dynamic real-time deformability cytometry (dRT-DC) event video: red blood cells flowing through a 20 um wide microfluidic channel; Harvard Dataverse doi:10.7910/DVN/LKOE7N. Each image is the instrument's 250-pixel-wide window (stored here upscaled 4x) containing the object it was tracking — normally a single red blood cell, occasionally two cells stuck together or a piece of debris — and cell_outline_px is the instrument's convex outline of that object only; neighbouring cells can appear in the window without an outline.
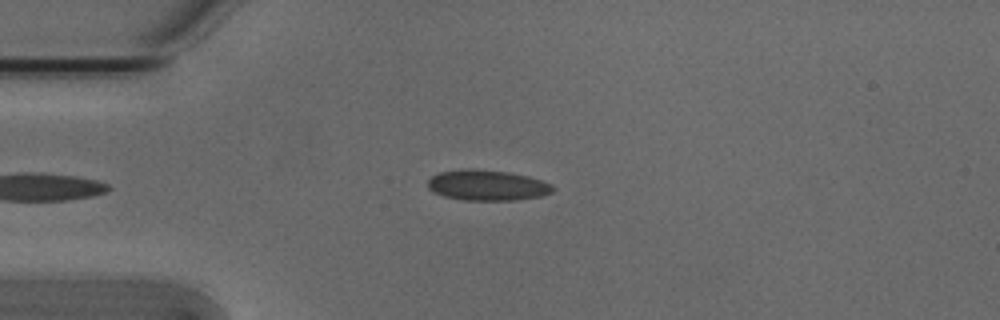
{"species": "Egyptian fruit bat (a non-hibernating species)", "species_latin": "Rousettus aegyptiacus", "temperature_condition": "cold", "stored_images_in_passage": 36, "camera_frame_rate_fps": 3000, "um_per_image_px": 0.085, "animal": {"sex": "male"}, "frame": {"image": 1, "passage_image": 4, "time_ms": 1.0, "image_size_px": [1000, 320], "cell_outline_px": [[556, 188], [552, 192], [540, 196], [516, 200], [460, 200], [444, 196], [432, 192], [428, 188], [428, 180], [432, 176], [440, 172], [460, 168], [472, 168], [508, 172], [528, 176], [552, 184]], "centroid_in_image_um": [41.39, 15.74], "position_along_channel_um": 43.6, "area_um2": 22.48}}
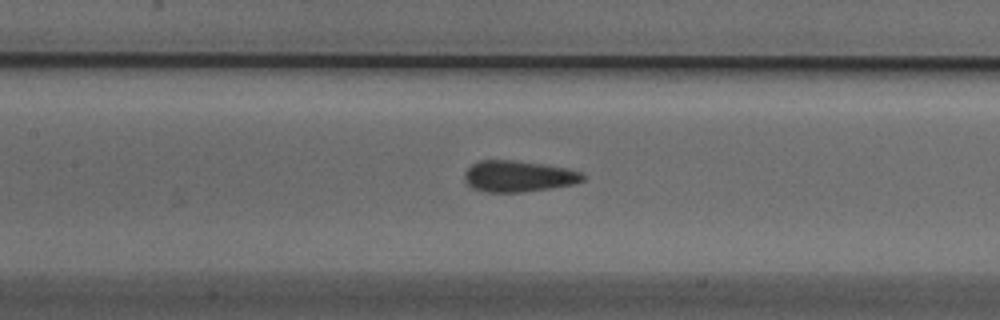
{"frame": {"image": 2, "passage_image": 15, "time_ms": 4.667, "image_size_px": [1000, 320], "cell_outline_px": [[584, 180], [576, 184], [552, 188], [524, 192], [488, 192], [472, 188], [464, 180], [464, 172], [472, 164], [480, 160], [512, 160], [544, 164], [568, 168], [580, 172], [584, 176]], "centroid_in_image_um": [44.07, 14.98], "position_along_channel_um": 163.3, "area_um2": 21.68}}
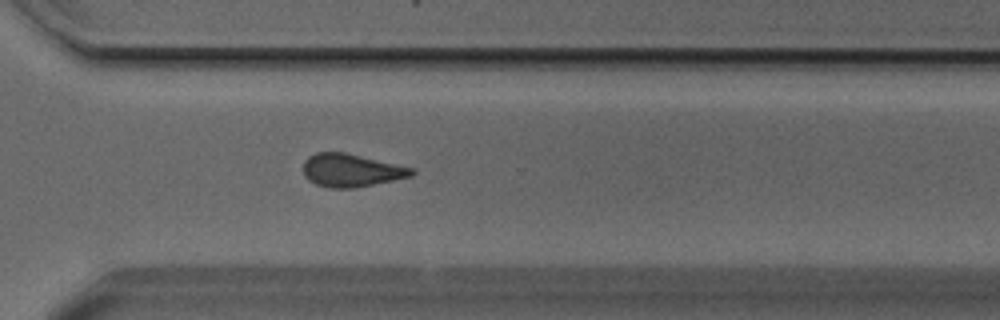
{"frame": {"image": 3, "passage_image": 29, "time_ms": 9.333, "image_size_px": [1000, 320], "cell_outline_px": [[416, 172], [412, 176], [356, 188], [328, 188], [316, 184], [308, 180], [304, 176], [304, 160], [308, 156], [316, 152], [344, 152], [416, 168]], "centroid_in_image_um": [29.87, 14.48], "position_along_channel_um": 340.7, "area_um2": 21.04}, "authors_computed_cell_mechanics": {"area_um2": 21.386, "velocity_mm_per_s": 3.8065, "shape_relaxation_time_tau1_ms": 7.0823, "shape_relaxation_time_tau2_ms": 2.3879, "deformation_change_tau1": 0.114, "deformation_change_tau2": 0.0784}}